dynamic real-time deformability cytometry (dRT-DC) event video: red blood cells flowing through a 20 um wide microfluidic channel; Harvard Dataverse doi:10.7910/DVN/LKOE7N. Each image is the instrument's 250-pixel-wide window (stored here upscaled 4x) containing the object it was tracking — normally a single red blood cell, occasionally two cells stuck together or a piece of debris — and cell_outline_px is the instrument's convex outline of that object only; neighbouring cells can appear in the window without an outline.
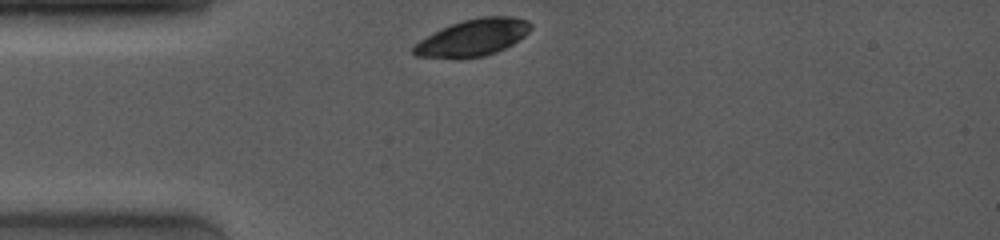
{"species": "common noctule bat (a hibernating species)", "species_latin": "Nyctalus noctula", "temperature_condition": "room temperature", "stored_images_in_passage": 22, "camera_frame_rate_fps": 4000, "um_per_image_px": 0.085, "animal": {"sex": "female", "body_mass_g": 19.0, "forearm_length_mm": 53.3}, "frame": {"image": 1, "passage_image": 1, "time_ms": 0.0, "image_size_px": [1000, 240], "cell_outline_px": [[532, 28], [524, 36], [512, 44], [496, 52], [484, 56], [456, 60], [412, 56], [412, 48], [420, 40], [452, 24], [464, 20], [484, 16], [512, 16], [528, 20], [532, 24]], "centroid_in_image_um": [40.19, 3.23], "position_along_channel_um": 44.8, "area_um2": 25.32}}
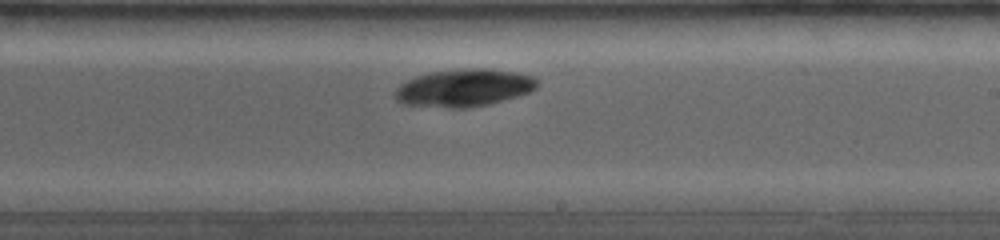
{"frame": {"image": 2, "passage_image": 13, "time_ms": 5.75, "image_size_px": [1000, 240], "cell_outline_px": [[540, 84], [536, 88], [528, 92], [516, 96], [488, 104], [468, 108], [452, 108], [404, 104], [396, 100], [396, 88], [400, 84], [416, 76], [432, 72], [472, 68], [488, 68], [516, 72], [532, 76]], "centroid_in_image_um": [39.45, 7.46], "position_along_channel_um": 249.6, "area_um2": 30.81}}
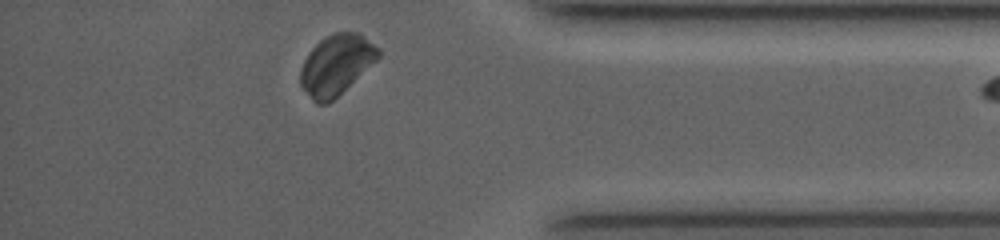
{"frame": {"image": 3, "passage_image": 21, "time_ms": 10.0, "image_size_px": [1000, 240], "cell_outline_px": [[380, 56], [376, 60], [328, 104], [316, 104], [312, 100], [300, 84], [300, 68], [308, 52], [324, 36], [336, 32], [360, 32], [380, 48]], "centroid_in_image_um": [28.57, 5.48], "position_along_channel_um": 406.6, "area_um2": 27.22}}